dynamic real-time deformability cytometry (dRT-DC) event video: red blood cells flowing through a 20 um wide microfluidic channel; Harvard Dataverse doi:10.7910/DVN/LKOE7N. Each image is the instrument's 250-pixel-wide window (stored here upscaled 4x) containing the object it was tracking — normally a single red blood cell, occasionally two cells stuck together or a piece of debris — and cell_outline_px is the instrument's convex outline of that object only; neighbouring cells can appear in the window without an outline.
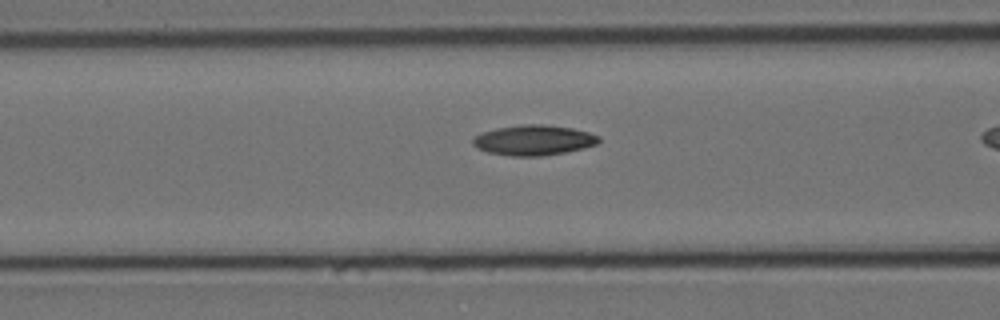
{"species": "Egyptian fruit bat (a non-hibernating species)", "species_latin": "Rousettus aegyptiacus", "temperature_condition": "cold", "stored_images_in_passage": 19, "camera_frame_rate_fps": 3000, "um_per_image_px": 0.085, "animal": {"sex": "female"}, "frame": {"image": 1, "passage_image": 14, "time_ms": 4.333, "image_size_px": [1000, 320], "cell_outline_px": [[600, 140], [596, 144], [584, 148], [564, 152], [540, 156], [512, 156], [488, 152], [476, 148], [472, 144], [472, 136], [480, 132], [496, 128], [520, 124], [544, 124], [572, 128], [588, 132], [600, 136]], "centroid_in_image_um": [45.31, 11.9], "position_along_channel_um": 121.3, "area_um2": 22.37}}